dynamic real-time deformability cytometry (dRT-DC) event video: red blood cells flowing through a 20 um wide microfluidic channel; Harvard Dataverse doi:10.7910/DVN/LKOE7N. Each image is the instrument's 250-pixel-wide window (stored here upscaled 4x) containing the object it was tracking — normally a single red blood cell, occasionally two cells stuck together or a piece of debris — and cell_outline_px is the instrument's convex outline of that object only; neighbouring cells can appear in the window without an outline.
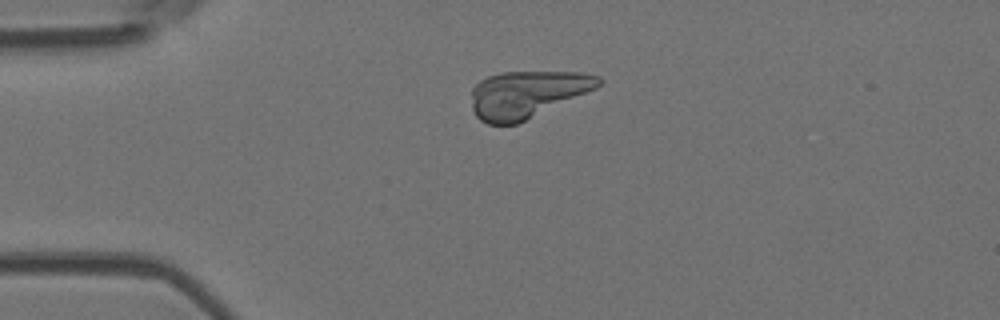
{"species": "Egyptian fruit bat (a non-hibernating species)", "species_latin": "Rousettus aegyptiacus", "temperature_condition": "room temperature", "stored_images_in_passage": 3, "camera_frame_rate_fps": 3000, "um_per_image_px": 0.085, "animal": {"sex": "female"}, "frame": {"image": 1, "passage_image": 2, "time_ms": 1.333, "image_size_px": [1000, 320], "cell_outline_px": [[604, 80], [596, 88], [516, 124], [488, 124], [480, 120], [476, 116], [472, 108], [472, 88], [480, 80], [488, 76], [500, 72], [580, 72], [600, 76]], "centroid_in_image_um": [44.78, 8.0], "position_along_channel_um": 40.2, "area_um2": 34.56}}